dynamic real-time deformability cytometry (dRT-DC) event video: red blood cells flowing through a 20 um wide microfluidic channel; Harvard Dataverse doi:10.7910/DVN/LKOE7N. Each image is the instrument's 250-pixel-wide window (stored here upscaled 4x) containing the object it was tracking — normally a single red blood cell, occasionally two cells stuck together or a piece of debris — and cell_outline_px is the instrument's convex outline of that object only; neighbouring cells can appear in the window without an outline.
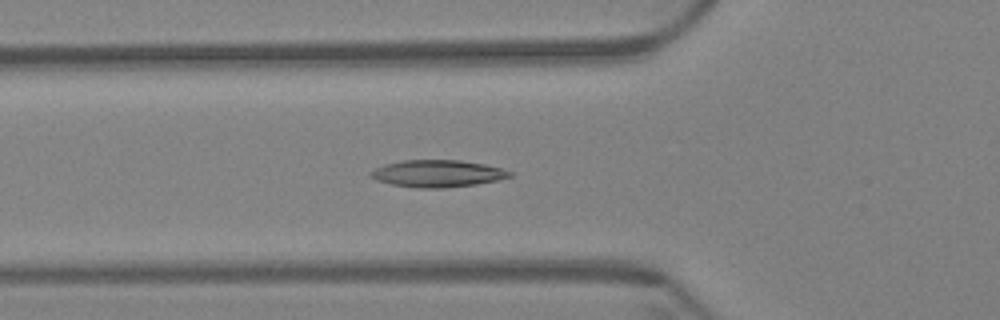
{"species": "Egyptian fruit bat (a non-hibernating species)", "species_latin": "Rousettus aegyptiacus", "temperature_condition": "warm", "stored_images_in_passage": 60, "camera_frame_rate_fps": 3000, "um_per_image_px": 0.085, "animal": {"sex": "female"}, "frame": {"image": 1, "passage_image": 21, "time_ms": 6.667, "image_size_px": [1000, 320], "cell_outline_px": [[512, 176], [496, 180], [476, 184], [444, 188], [416, 188], [392, 184], [376, 180], [368, 176], [368, 172], [384, 164], [404, 160], [460, 160], [484, 164], [500, 168], [512, 172]], "centroid_in_image_um": [37.14, 14.75], "position_along_channel_um": 88.7, "area_um2": 21.91}}
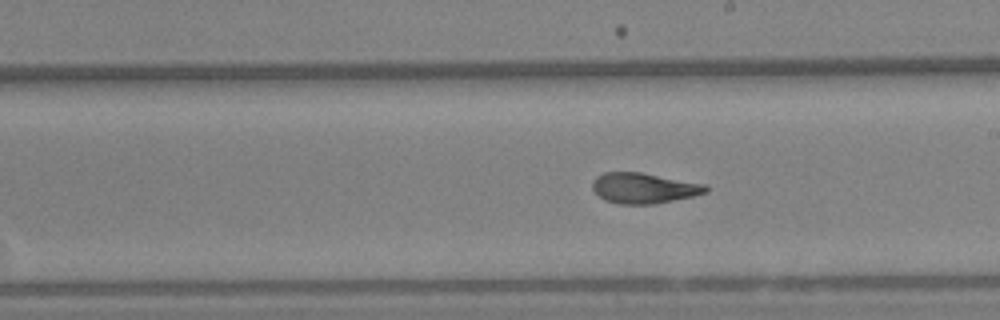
{"frame": {"image": 2, "passage_image": 34, "time_ms": 11.0, "image_size_px": [1000, 320], "cell_outline_px": [[708, 192], [692, 196], [652, 204], [620, 204], [604, 200], [592, 188], [592, 180], [596, 176], [604, 172], [640, 172], [704, 184], [708, 188]], "centroid_in_image_um": [54.68, 15.98], "position_along_channel_um": 234.3, "area_um2": 19.94}}
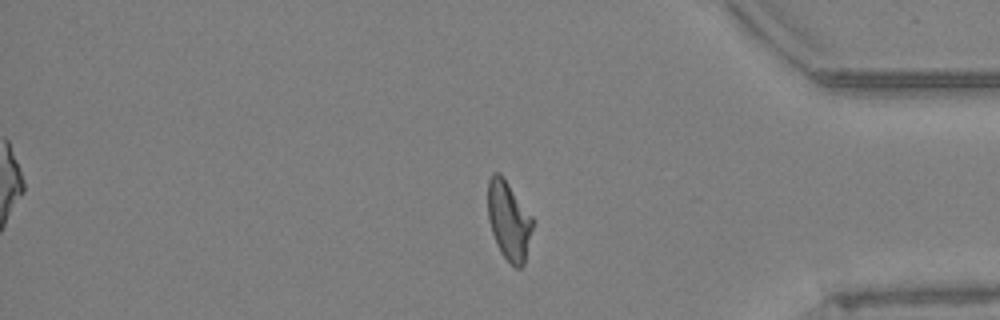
{"frame": {"image": 3, "passage_image": 50, "time_ms": 16.333, "image_size_px": [1000, 320], "cell_outline_px": [[532, 228], [524, 264], [520, 268], [516, 268], [500, 252], [496, 244], [492, 232], [488, 216], [488, 180], [492, 172], [500, 172], [504, 176], [532, 216]], "centroid_in_image_um": [43.23, 18.7], "position_along_channel_um": 392.0, "area_um2": 20.52}, "authors_computed_cell_mechanics": {"area_um2": 20.8658, "velocity_mm_per_s": 3.3734, "shape_relaxation_time_tau1_ms": 6.2413, "shape_relaxation_time_tau2_ms": 1.7527, "deformation_change_tau1": 0.2026, "deformation_change_tau2": 0.0882}}